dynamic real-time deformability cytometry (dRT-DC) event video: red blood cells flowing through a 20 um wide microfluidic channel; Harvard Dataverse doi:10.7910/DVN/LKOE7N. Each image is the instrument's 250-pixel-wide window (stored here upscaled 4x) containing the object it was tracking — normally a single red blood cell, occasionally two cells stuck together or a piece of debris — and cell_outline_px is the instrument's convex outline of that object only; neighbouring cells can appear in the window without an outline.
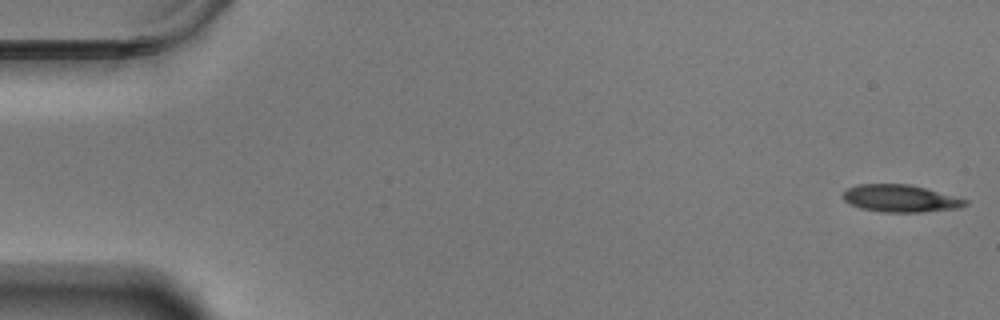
{"species": "Egyptian fruit bat (a non-hibernating species)", "species_latin": "Rousettus aegyptiacus", "temperature_condition": "warm", "stored_images_in_passage": 57, "camera_frame_rate_fps": 3000, "um_per_image_px": 0.085, "animal": {"sex": "male"}, "frame": {"image": 1, "passage_image": 1, "time_ms": 0.0, "image_size_px": [1000, 320], "cell_outline_px": [[968, 204], [956, 208], [920, 212], [880, 212], [860, 208], [844, 200], [840, 196], [848, 188], [856, 184], [908, 184], [924, 188], [968, 200]], "centroid_in_image_um": [76.47, 16.86], "position_along_channel_um": 8.5, "area_um2": 19.25}}
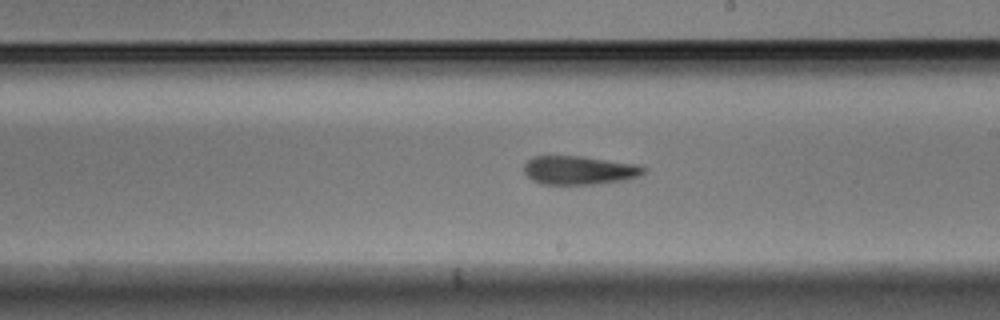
{"frame": {"image": 2, "passage_image": 33, "time_ms": 10.667, "image_size_px": [1000, 320], "cell_outline_px": [[648, 168], [640, 176], [624, 180], [596, 184], [540, 184], [532, 180], [524, 172], [524, 164], [532, 156], [584, 156], [640, 164]], "centroid_in_image_um": [49.27, 14.46], "position_along_channel_um": 239.7, "area_um2": 20.29}}
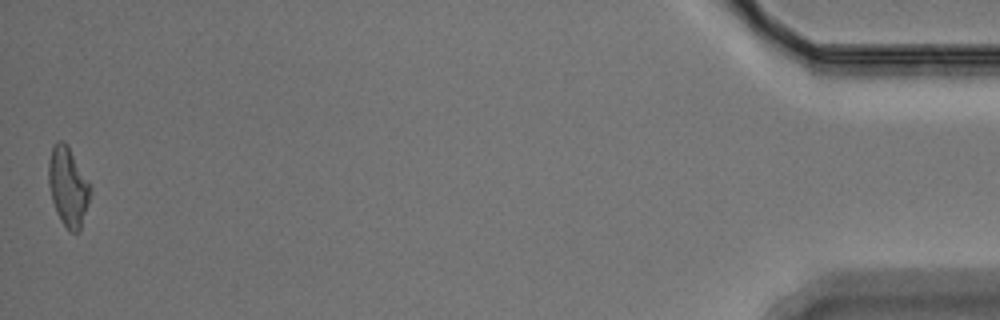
{"frame": {"image": 3, "passage_image": 57, "time_ms": 18.667, "image_size_px": [1000, 320], "cell_outline_px": [[92, 192], [80, 228], [76, 232], [68, 232], [60, 220], [56, 212], [52, 200], [48, 184], [48, 164], [52, 144], [56, 140], [64, 140], [68, 144], [88, 180], [92, 188]], "centroid_in_image_um": [5.77, 15.82], "position_along_channel_um": 429.4, "area_um2": 19.59}, "authors_computed_cell_mechanics": {"area_um2": 19.7098, "velocity_mm_per_s": 3.5158, "shape_relaxation_time_tau1_ms": null, "shape_relaxation_time_tau2_ms": 9.2017, "deformation_change_tau1": null, "deformation_change_tau2": 0.2728}}